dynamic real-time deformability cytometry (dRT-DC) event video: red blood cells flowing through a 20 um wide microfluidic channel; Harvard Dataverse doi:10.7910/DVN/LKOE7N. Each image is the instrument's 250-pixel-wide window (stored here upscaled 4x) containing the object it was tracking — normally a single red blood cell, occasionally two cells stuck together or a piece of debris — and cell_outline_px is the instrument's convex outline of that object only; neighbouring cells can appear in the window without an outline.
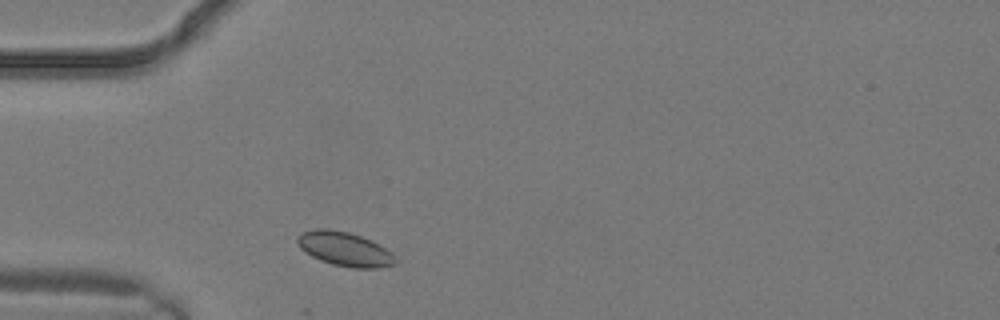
{"species": "common noctule bat (a hibernating species)", "species_latin": "Nyctalus noctula", "temperature_condition": "warm", "stored_images_in_passage": 1, "camera_frame_rate_fps": 3000, "um_per_image_px": 0.085, "animal": {"sex": "male", "body_mass_g": 19.2, "forearm_length_mm": 51.8}, "frame": {"image": 1, "passage_image": 1, "time_ms": 0.0, "image_size_px": [1000, 320], "cell_outline_px": [[396, 264], [380, 268], [356, 268], [332, 264], [320, 260], [312, 256], [300, 248], [296, 240], [296, 236], [300, 232], [316, 228], [328, 228], [348, 232], [360, 236], [384, 248], [396, 260]], "centroid_in_image_um": [29.22, 21.16], "position_along_channel_um": 55.8, "area_um2": 19.25}}